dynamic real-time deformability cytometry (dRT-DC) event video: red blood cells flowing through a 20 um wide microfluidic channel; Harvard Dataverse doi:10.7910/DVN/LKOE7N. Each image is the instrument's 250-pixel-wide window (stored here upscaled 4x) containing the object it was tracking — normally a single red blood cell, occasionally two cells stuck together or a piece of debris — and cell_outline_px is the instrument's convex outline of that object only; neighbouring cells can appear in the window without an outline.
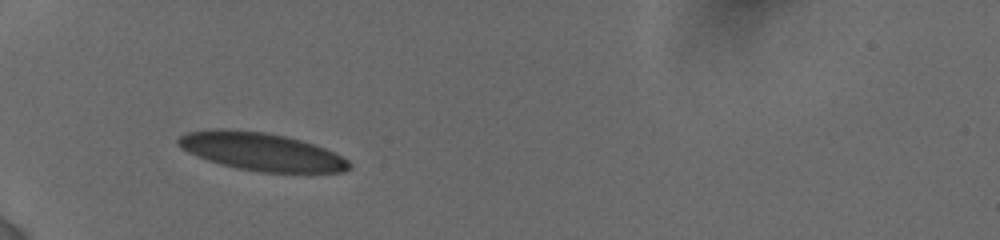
{"species": "human", "species_latin": "Homo sapiens", "temperature_condition": "cold", "stored_images_in_passage": 4, "camera_frame_rate_fps": 3000, "um_per_image_px": 0.085, "donor": {"sex": "female"}, "frame": {"image": 1, "passage_image": 1, "time_ms": 0.0, "image_size_px": [1000, 240], "cell_outline_px": [[352, 168], [344, 172], [260, 172], [236, 168], [220, 164], [208, 160], [188, 152], [180, 148], [176, 144], [176, 140], [180, 136], [188, 132], [208, 128], [236, 128], [264, 132], [284, 136], [300, 140], [324, 148], [348, 160], [352, 164]], "centroid_in_image_um": [22.15, 12.87], "position_along_channel_um": 62.8, "area_um2": 37.97}}
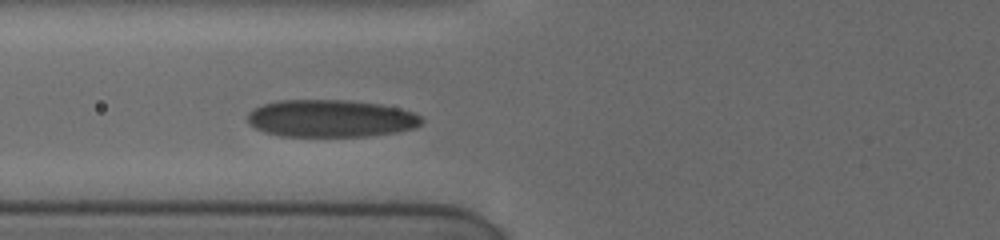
{"frame": {"image": 2, "passage_image": 4, "time_ms": 1.333, "image_size_px": [1000, 240], "cell_outline_px": [[424, 120], [420, 124], [412, 128], [396, 132], [368, 136], [280, 136], [264, 132], [248, 124], [248, 112], [264, 104], [280, 100], [348, 100], [380, 104], [412, 112], [420, 116]], "centroid_in_image_um": [28.09, 10.07], "position_along_channel_um": 97.7, "area_um2": 37.74}}